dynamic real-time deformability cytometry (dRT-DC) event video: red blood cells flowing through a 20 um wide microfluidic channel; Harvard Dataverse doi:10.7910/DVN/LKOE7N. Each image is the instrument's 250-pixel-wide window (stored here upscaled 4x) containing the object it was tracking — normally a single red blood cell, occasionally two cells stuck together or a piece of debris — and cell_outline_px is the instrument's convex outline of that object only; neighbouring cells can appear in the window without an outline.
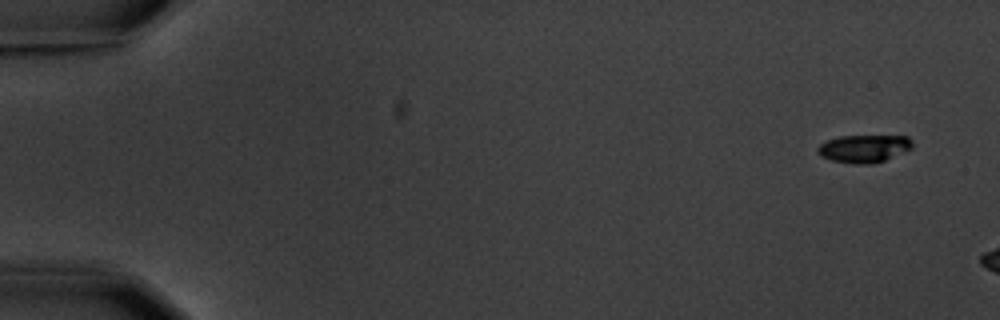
{"species": "common noctule bat (a hibernating species)", "species_latin": "Nyctalus noctula", "temperature_condition": "warm", "stored_images_in_passage": 3, "camera_frame_rate_fps": 3000, "um_per_image_px": 0.085, "animal": {"sex": "male", "body_mass_g": 20.1, "forearm_length_mm": 53.5}, "frame": {"image": 1, "passage_image": 1, "time_ms": 0.0, "image_size_px": [1000, 320], "cell_outline_px": [[912, 148], [884, 160], [872, 164], [852, 164], [832, 160], [820, 156], [816, 152], [816, 148], [820, 144], [828, 140], [840, 136], [908, 136], [912, 140]], "centroid_in_image_um": [73.41, 12.63], "position_along_channel_um": 11.6, "area_um2": 15.26}}